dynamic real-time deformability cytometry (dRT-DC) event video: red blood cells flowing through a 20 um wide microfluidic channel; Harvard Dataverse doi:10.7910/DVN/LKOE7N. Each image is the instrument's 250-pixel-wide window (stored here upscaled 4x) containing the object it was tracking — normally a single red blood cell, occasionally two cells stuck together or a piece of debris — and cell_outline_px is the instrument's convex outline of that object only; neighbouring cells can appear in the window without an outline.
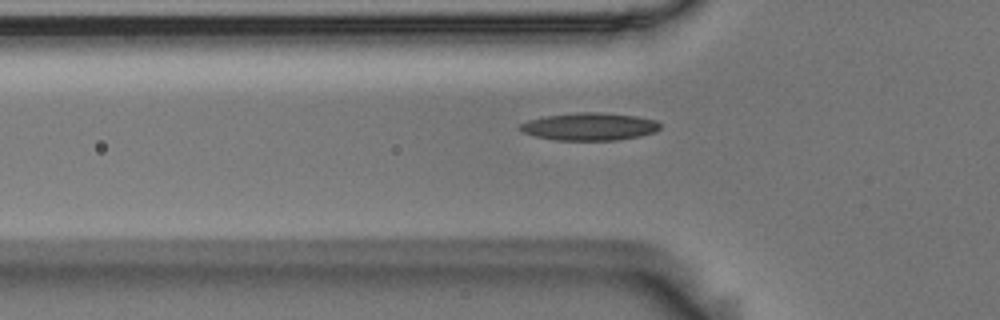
{"species": "Egyptian fruit bat (a non-hibernating species)", "species_latin": "Rousettus aegyptiacus", "temperature_condition": "room temperature", "stored_images_in_passage": 40, "camera_frame_rate_fps": 3000, "um_per_image_px": 0.085, "animal": {"sex": "male"}, "frame": {"image": 1, "passage_image": 8, "time_ms": 2.333, "image_size_px": [1000, 320], "cell_outline_px": [[660, 128], [656, 132], [640, 136], [616, 140], [556, 140], [536, 136], [524, 132], [516, 128], [520, 124], [528, 120], [544, 116], [576, 112], [600, 112], [636, 116], [656, 120], [660, 124]], "centroid_in_image_um": [50.1, 10.75], "position_along_channel_um": 75.7, "area_um2": 22.6}}
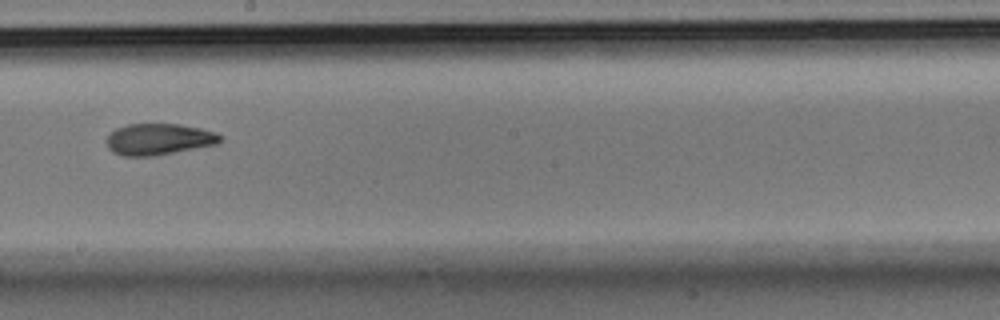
{"frame": {"image": 2, "passage_image": 21, "time_ms": 6.667, "image_size_px": [1000, 320], "cell_outline_px": [[224, 140], [216, 144], [156, 156], [124, 156], [112, 152], [108, 148], [108, 136], [116, 128], [128, 124], [180, 124], [200, 128], [216, 132]], "centroid_in_image_um": [13.51, 11.84], "position_along_channel_um": 234.7, "area_um2": 20.75}}
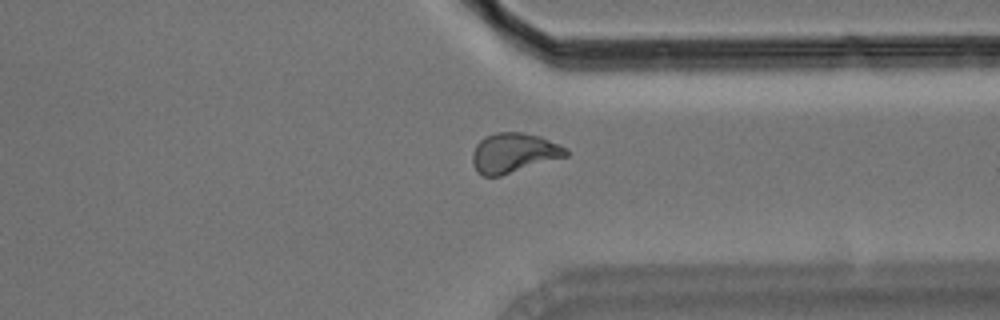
{"frame": {"image": 3, "passage_image": 32, "time_ms": 10.333, "image_size_px": [1000, 320], "cell_outline_px": [[568, 156], [500, 176], [484, 176], [476, 172], [472, 164], [472, 152], [476, 144], [484, 136], [496, 132], [524, 132], [540, 136], [560, 144], [568, 148]], "centroid_in_image_um": [43.66, 12.99], "position_along_channel_um": 367.7, "area_um2": 21.96}}